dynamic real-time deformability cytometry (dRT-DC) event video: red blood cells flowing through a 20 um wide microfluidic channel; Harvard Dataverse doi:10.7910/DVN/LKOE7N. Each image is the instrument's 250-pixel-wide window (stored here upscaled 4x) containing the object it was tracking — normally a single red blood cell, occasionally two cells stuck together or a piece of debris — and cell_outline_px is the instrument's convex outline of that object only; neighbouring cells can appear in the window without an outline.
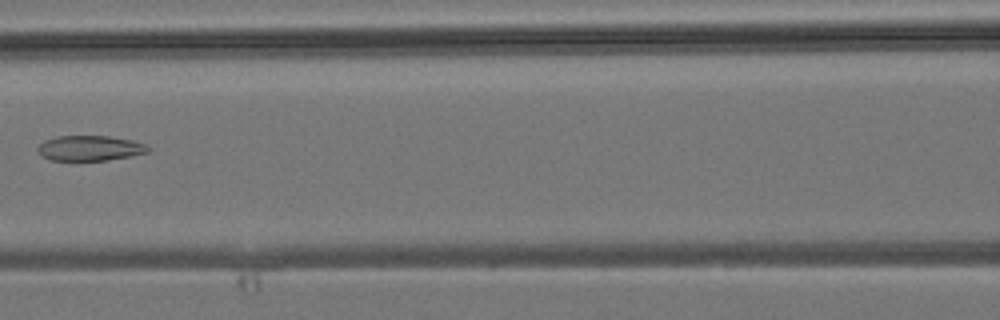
{"species": "common noctule bat (a hibernating species)", "species_latin": "Nyctalus noctula", "temperature_condition": "room temperature", "stored_images_in_passage": 6, "camera_frame_rate_fps": 3000, "um_per_image_px": 0.085, "animal": {"sex": "male", "body_mass_g": 19.2, "forearm_length_mm": 51.8}, "frame": {"image": 1, "passage_image": 6, "time_ms": 5.667, "image_size_px": [1000, 320], "cell_outline_px": [[152, 148], [148, 152], [132, 156], [108, 160], [52, 160], [40, 156], [36, 152], [36, 148], [44, 140], [56, 136], [108, 136], [132, 140], [144, 144]], "centroid_in_image_um": [7.61, 12.59], "position_along_channel_um": 159.0, "area_um2": 16.36}}